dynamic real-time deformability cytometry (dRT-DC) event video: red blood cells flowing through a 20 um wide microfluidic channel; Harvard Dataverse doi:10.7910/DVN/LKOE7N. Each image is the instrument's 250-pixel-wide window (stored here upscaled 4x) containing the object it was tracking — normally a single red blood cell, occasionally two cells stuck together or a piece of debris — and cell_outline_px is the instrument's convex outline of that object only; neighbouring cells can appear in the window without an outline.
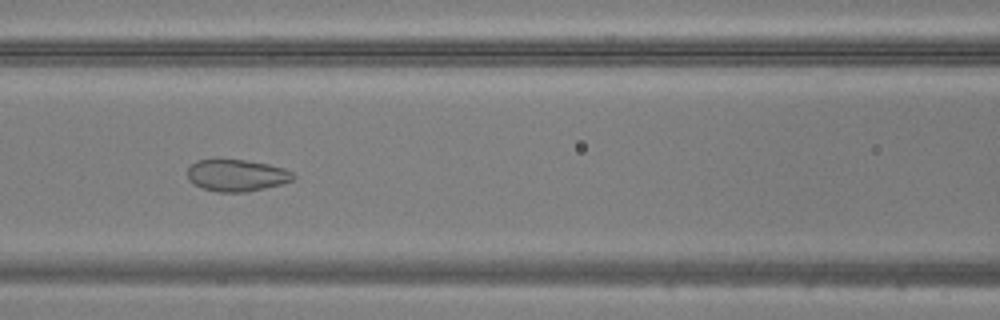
{"species": "common noctule bat (a hibernating species)", "species_latin": "Nyctalus noctula", "temperature_condition": "warm", "stored_images_in_passage": 46, "camera_frame_rate_fps": 3000, "um_per_image_px": 0.085, "animal": {"sex": "male", "body_mass_g": 20.5, "forearm_length_mm": 52.5}, "frame": {"image": 1, "passage_image": 18, "time_ms": 5.667, "image_size_px": [1000, 320], "cell_outline_px": [[296, 176], [292, 180], [280, 184], [248, 192], [216, 192], [204, 188], [188, 180], [188, 168], [196, 160], [216, 156], [244, 160], [268, 164], [284, 168], [292, 172]], "centroid_in_image_um": [20.07, 14.86], "position_along_channel_um": 146.5, "area_um2": 20.11}}
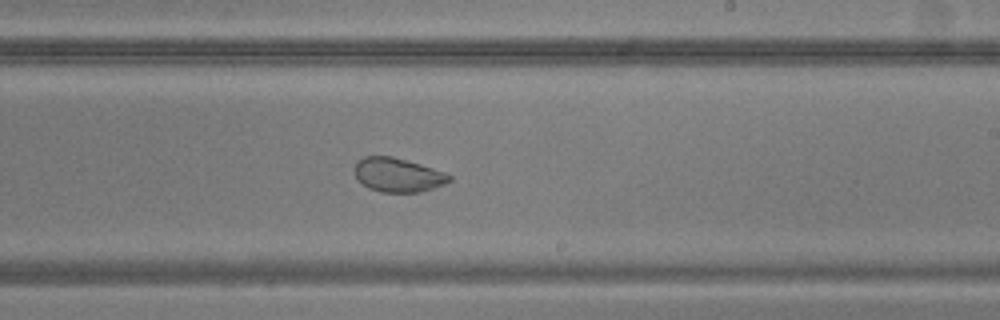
{"frame": {"image": 2, "passage_image": 26, "time_ms": 8.333, "image_size_px": [1000, 320], "cell_outline_px": [[452, 180], [444, 184], [420, 192], [380, 192], [368, 188], [356, 176], [356, 164], [364, 156], [392, 156], [420, 164], [444, 172], [452, 176]], "centroid_in_image_um": [33.85, 14.87], "position_along_channel_um": 255.2, "area_um2": 18.5}}
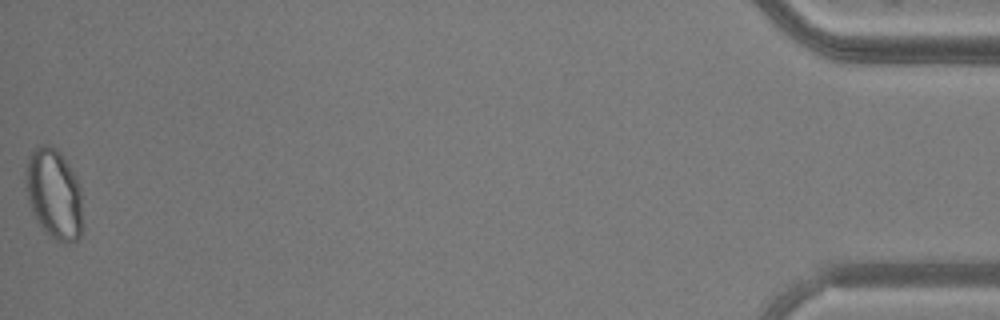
{"frame": {"image": 3, "passage_image": 46, "time_ms": 15.0, "image_size_px": [1000, 320], "cell_outline_px": [[80, 236], [76, 240], [68, 244], [56, 240], [44, 232], [32, 212], [28, 204], [28, 156], [36, 148], [44, 144], [48, 144], [56, 148], [60, 152], [76, 176], [80, 184]], "centroid_in_image_um": [4.6, 16.5], "position_along_channel_um": 430.6, "area_um2": 29.25}}